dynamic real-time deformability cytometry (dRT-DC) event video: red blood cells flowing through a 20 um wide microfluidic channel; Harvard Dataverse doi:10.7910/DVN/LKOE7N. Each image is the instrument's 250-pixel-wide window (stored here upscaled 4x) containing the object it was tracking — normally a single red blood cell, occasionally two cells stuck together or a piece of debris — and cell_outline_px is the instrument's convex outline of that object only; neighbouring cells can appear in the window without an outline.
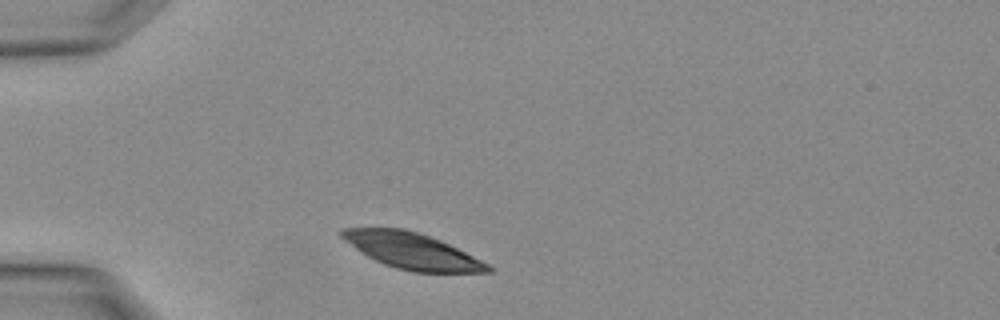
{"species": "Egyptian fruit bat (a non-hibernating species)", "species_latin": "Rousettus aegyptiacus", "temperature_condition": "warm", "stored_images_in_passage": 1, "camera_frame_rate_fps": 3000, "um_per_image_px": 0.085, "animal": {"sex": "female"}, "frame": {"image": 1, "passage_image": 1, "time_ms": 0.0, "image_size_px": [1000, 320], "cell_outline_px": [[492, 272], [412, 272], [396, 268], [384, 264], [360, 252], [344, 240], [336, 232], [340, 228], [404, 228], [440, 240], [488, 264], [492, 268]], "centroid_in_image_um": [34.95, 21.31], "position_along_channel_um": 50.1, "area_um2": 30.29}}